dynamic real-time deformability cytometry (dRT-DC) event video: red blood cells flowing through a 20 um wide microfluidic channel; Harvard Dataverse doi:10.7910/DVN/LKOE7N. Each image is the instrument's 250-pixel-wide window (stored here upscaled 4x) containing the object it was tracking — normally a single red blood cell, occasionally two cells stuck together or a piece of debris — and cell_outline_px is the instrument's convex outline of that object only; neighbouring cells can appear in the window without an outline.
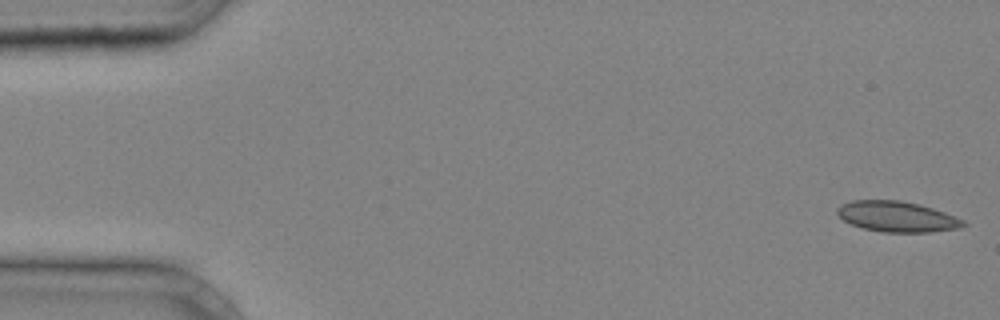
{"species": "common noctule bat (a hibernating species)", "species_latin": "Nyctalus noctula", "temperature_condition": "cold", "stored_images_in_passage": 40, "camera_frame_rate_fps": 3000, "um_per_image_px": 0.085, "animal": {"sex": "male", "body_mass_g": 20.4}, "frame": {"image": 1, "passage_image": 1, "time_ms": 0.0, "image_size_px": [1000, 320], "cell_outline_px": [[968, 224], [960, 228], [928, 232], [880, 232], [864, 228], [852, 224], [844, 220], [836, 212], [836, 208], [840, 204], [852, 200], [900, 200], [920, 204], [944, 212], [964, 220]], "centroid_in_image_um": [76.24, 18.4], "position_along_channel_um": 8.8, "area_um2": 22.48}}
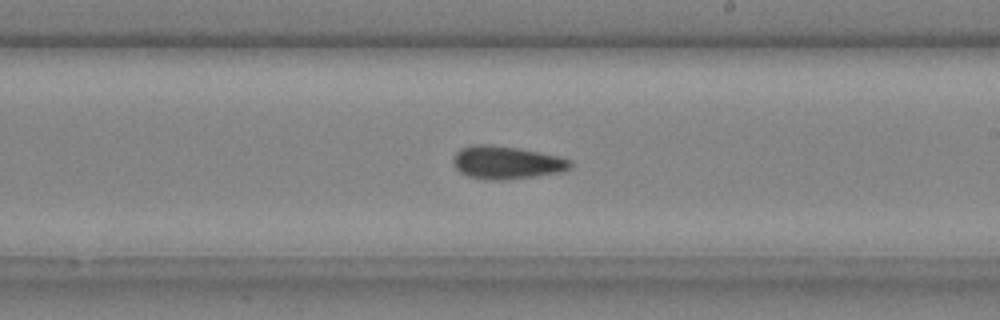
{"frame": {"image": 2, "passage_image": 24, "time_ms": 7.667, "image_size_px": [1000, 320], "cell_outline_px": [[572, 168], [564, 172], [504, 180], [488, 180], [468, 176], [460, 172], [452, 164], [452, 160], [456, 152], [460, 148], [468, 144], [492, 144], [520, 148], [556, 156], [572, 160]], "centroid_in_image_um": [43.03, 13.8], "position_along_channel_um": 246.0, "area_um2": 22.83}}
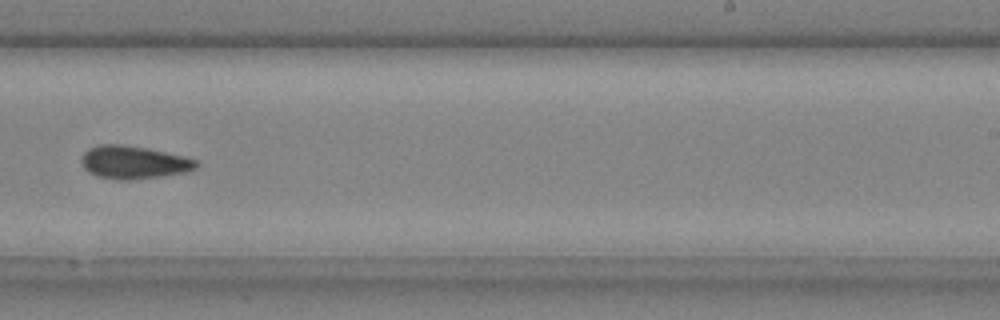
{"frame": {"image": 3, "passage_image": 26, "time_ms": 8.333, "image_size_px": [1000, 320], "cell_outline_px": [[200, 164], [196, 168], [188, 172], [132, 180], [116, 180], [96, 176], [88, 172], [84, 168], [80, 160], [84, 152], [88, 148], [100, 144], [124, 144], [148, 148], [184, 156], [200, 160]], "centroid_in_image_um": [11.38, 13.79], "position_along_channel_um": 277.6, "area_um2": 22.48}}